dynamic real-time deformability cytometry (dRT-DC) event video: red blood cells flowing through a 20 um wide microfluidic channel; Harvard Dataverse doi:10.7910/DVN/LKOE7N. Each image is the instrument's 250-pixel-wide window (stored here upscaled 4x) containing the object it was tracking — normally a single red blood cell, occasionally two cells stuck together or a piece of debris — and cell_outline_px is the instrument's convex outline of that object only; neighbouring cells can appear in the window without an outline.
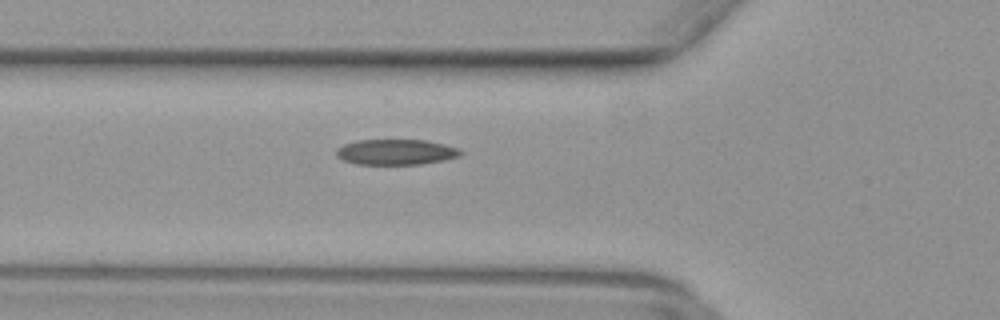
{"species": "common noctule bat (a hibernating species)", "species_latin": "Nyctalus noctula", "temperature_condition": "warm", "stored_images_in_passage": 27, "camera_frame_rate_fps": 3000, "um_per_image_px": 0.085, "animal": {"sex": "female", "body_mass_g": 29.2, "forearm_length_mm": 56.3}, "frame": {"image": 1, "passage_image": 2, "time_ms": 0.333, "image_size_px": [1000, 320], "cell_outline_px": [[464, 152], [460, 156], [444, 160], [420, 164], [356, 164], [344, 160], [336, 156], [336, 148], [344, 144], [356, 140], [428, 140], [460, 148]], "centroid_in_image_um": [33.68, 12.91], "position_along_channel_um": 92.1, "area_um2": 18.61}}
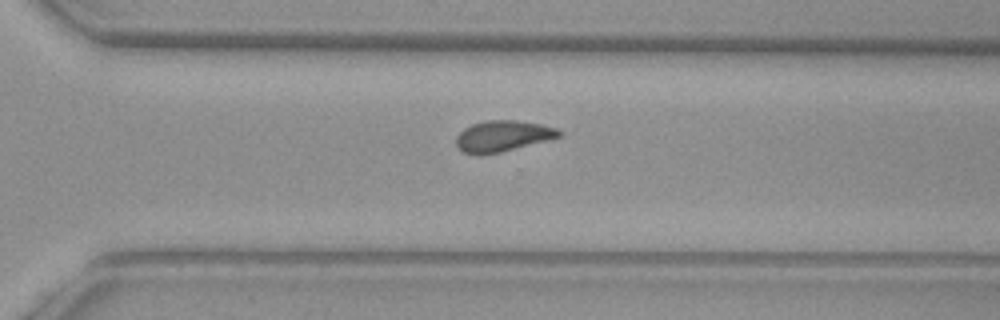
{"frame": {"image": 2, "passage_image": 19, "time_ms": 6.0, "image_size_px": [1000, 320], "cell_outline_px": [[560, 136], [500, 152], [484, 156], [476, 156], [464, 152], [456, 144], [456, 136], [464, 128], [472, 124], [488, 120], [516, 120], [540, 124], [556, 128], [560, 132]], "centroid_in_image_um": [42.66, 11.57], "position_along_channel_um": 327.9, "area_um2": 18.38}}
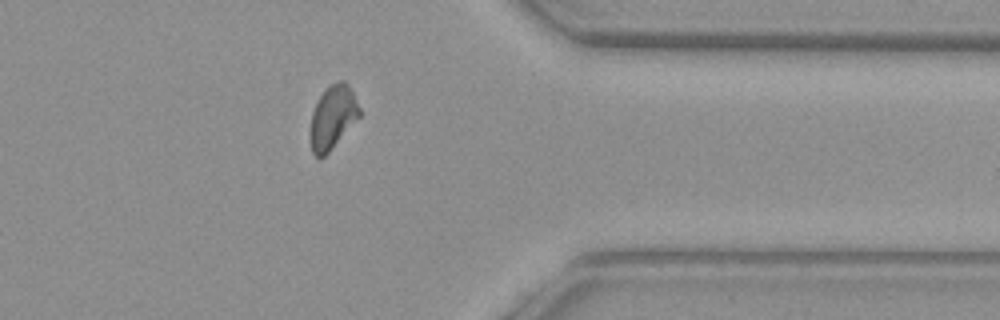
{"frame": {"image": 3, "passage_image": 24, "time_ms": 7.667, "image_size_px": [1000, 320], "cell_outline_px": [[360, 116], [328, 152], [324, 156], [316, 156], [312, 152], [312, 112], [324, 88], [328, 84], [340, 80], [344, 80], [348, 84], [360, 108]], "centroid_in_image_um": [28.3, 9.89], "position_along_channel_um": 383.1, "area_um2": 17.63}}